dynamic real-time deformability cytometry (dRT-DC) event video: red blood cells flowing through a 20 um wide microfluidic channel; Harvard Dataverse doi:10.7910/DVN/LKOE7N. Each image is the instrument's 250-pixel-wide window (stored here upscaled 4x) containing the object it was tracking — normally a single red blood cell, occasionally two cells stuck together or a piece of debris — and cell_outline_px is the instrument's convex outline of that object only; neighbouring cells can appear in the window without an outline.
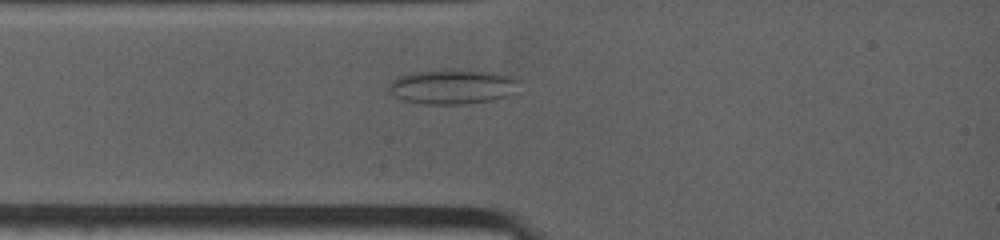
{"species": "common noctule bat (a hibernating species)", "species_latin": "Nyctalus noctula", "temperature_condition": "warm", "stored_images_in_passage": 41, "camera_frame_rate_fps": 4500, "um_per_image_px": 0.085, "animal": {"sex": "female", "body_mass_g": 19.0, "forearm_length_mm": 53.3}, "frame": {"image": 1, "passage_image": 10, "time_ms": 2.0, "image_size_px": [1000, 240], "cell_outline_px": [[516, 80], [508, 96], [468, 104], [424, 104], [404, 100], [396, 96], [392, 92], [392, 80], [396, 76], [412, 72], [440, 68], [460, 68], [492, 72], [512, 76]], "centroid_in_image_um": [38.4, 7.33], "position_along_channel_um": 46.6, "area_um2": 26.24}}
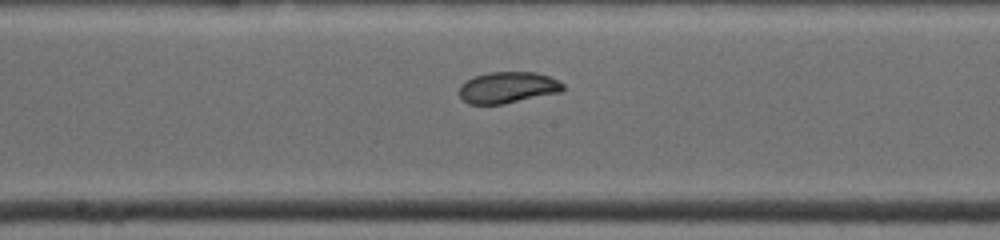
{"frame": {"image": 2, "passage_image": 22, "time_ms": 6.0, "image_size_px": [1000, 240], "cell_outline_px": [[564, 92], [504, 104], [468, 104], [460, 96], [460, 84], [464, 80], [472, 76], [488, 72], [536, 72], [548, 76], [564, 84]], "centroid_in_image_um": [43.16, 7.44], "position_along_channel_um": 205.0, "area_um2": 19.25}}
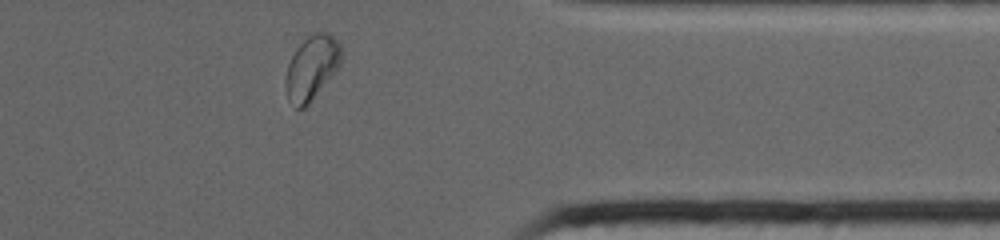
{"frame": {"image": 3, "passage_image": 38, "time_ms": 10.889, "image_size_px": [1000, 240], "cell_outline_px": [[340, 68], [308, 104], [304, 108], [296, 108], [288, 100], [284, 84], [284, 80], [288, 64], [296, 48], [308, 36], [316, 32], [328, 32], [340, 44]], "centroid_in_image_um": [26.48, 5.78], "position_along_channel_um": 384.9, "area_um2": 20.87}, "authors_computed_cell_mechanics": {"area_um2": 20.7502, "velocity_mm_per_s": 3.9666, "shape_relaxation_time_tau1_ms": null, "shape_relaxation_time_tau2_ms": 1.7144, "deformation_change_tau1": null, "deformation_change_tau2": 0.0526}}